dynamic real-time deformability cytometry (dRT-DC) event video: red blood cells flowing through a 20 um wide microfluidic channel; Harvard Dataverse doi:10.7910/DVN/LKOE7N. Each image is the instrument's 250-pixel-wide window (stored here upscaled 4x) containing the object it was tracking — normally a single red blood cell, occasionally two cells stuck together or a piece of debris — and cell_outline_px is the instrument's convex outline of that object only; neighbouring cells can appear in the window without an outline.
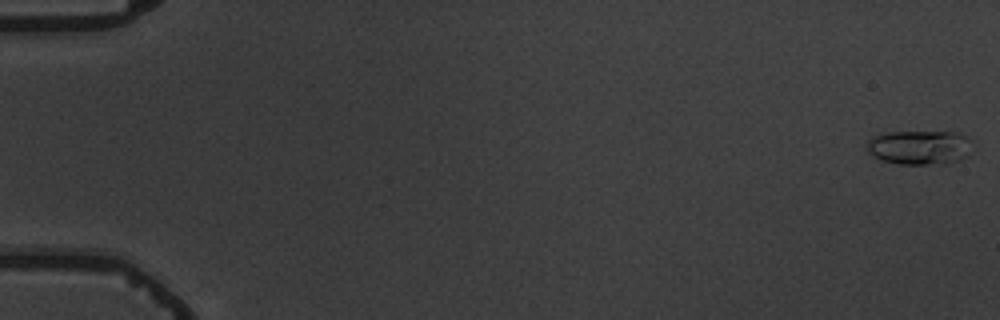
{"species": "common noctule bat (a hibernating species)", "species_latin": "Nyctalus noctula", "temperature_condition": "warm", "stored_images_in_passage": 6, "camera_frame_rate_fps": 3000, "um_per_image_px": 0.085, "animal": {"sex": "male", "body_mass_g": 19.5, "forearm_length_mm": 54.6}, "frame": {"image": 1, "passage_image": 1, "time_ms": 0.0, "image_size_px": [1000, 320], "cell_outline_px": [[972, 140], [968, 156], [960, 160], [944, 164], [900, 164], [884, 160], [868, 152], [868, 140], [872, 136], [880, 132], [956, 132], [968, 136]], "centroid_in_image_um": [78.2, 12.51], "position_along_channel_um": 6.8, "area_um2": 21.21}}
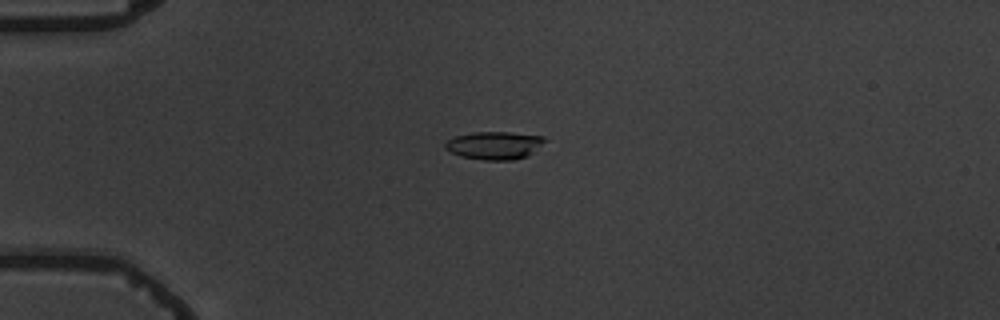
{"frame": {"image": 2, "passage_image": 5, "time_ms": 4.667, "image_size_px": [1000, 320], "cell_outline_px": [[548, 140], [528, 156], [512, 160], [484, 160], [460, 156], [444, 148], [444, 144], [448, 140], [456, 136], [472, 132], [512, 132], [544, 136]], "centroid_in_image_um": [42.06, 12.35], "position_along_channel_um": 42.9, "area_um2": 16.3}}